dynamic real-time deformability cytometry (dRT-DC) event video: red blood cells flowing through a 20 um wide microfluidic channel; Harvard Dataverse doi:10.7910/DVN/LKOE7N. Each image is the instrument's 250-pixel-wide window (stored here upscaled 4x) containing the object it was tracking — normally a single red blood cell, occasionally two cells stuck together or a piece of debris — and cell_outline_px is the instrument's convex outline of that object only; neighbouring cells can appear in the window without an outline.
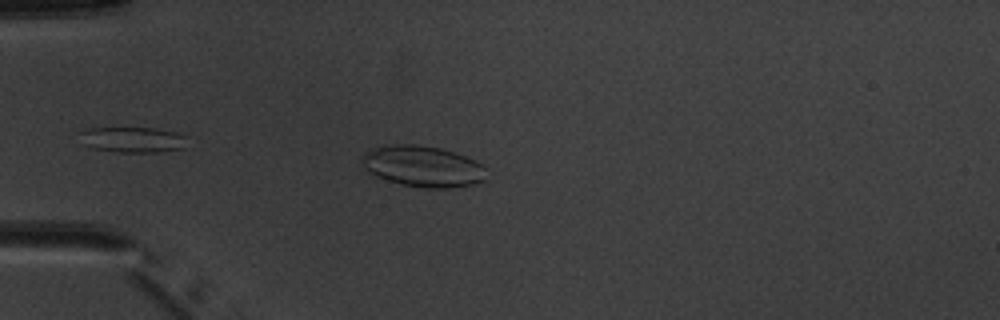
{"species": "common noctule bat (a hibernating species)", "species_latin": "Nyctalus noctula", "temperature_condition": "warm", "stored_images_in_passage": 5, "camera_frame_rate_fps": 3000, "um_per_image_px": 0.085, "animal": {"sex": "male", "body_mass_g": 20.1, "forearm_length_mm": 53.5}, "frame": {"image": 1, "passage_image": 4, "time_ms": 4.333, "image_size_px": [1000, 320], "cell_outline_px": [[488, 180], [472, 184], [448, 188], [424, 188], [400, 184], [376, 176], [368, 172], [364, 168], [360, 160], [360, 156], [364, 152], [372, 148], [384, 144], [412, 144], [440, 148], [476, 160], [484, 168]], "centroid_in_image_um": [35.89, 14.13], "position_along_channel_um": 49.1, "area_um2": 30.06}}